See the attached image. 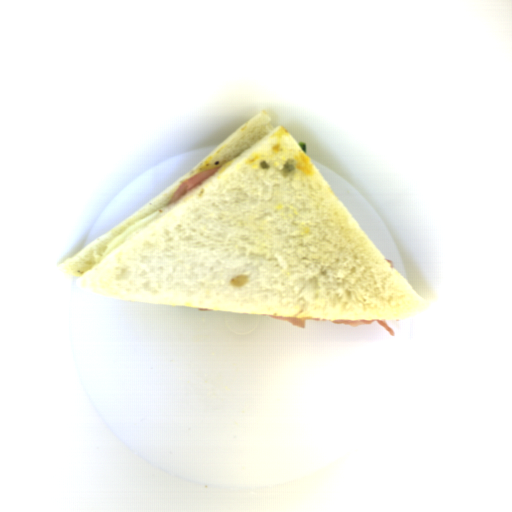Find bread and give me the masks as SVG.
Listing matches in <instances>:
<instances>
[{
	"instance_id": "1",
	"label": "bread",
	"mask_w": 512,
	"mask_h": 512,
	"mask_svg": "<svg viewBox=\"0 0 512 512\" xmlns=\"http://www.w3.org/2000/svg\"><path fill=\"white\" fill-rule=\"evenodd\" d=\"M216 167L169 204L181 183ZM161 208L102 257L116 236ZM58 268L81 290L124 301L339 320L432 315L267 111Z\"/></svg>"
}]
</instances>
